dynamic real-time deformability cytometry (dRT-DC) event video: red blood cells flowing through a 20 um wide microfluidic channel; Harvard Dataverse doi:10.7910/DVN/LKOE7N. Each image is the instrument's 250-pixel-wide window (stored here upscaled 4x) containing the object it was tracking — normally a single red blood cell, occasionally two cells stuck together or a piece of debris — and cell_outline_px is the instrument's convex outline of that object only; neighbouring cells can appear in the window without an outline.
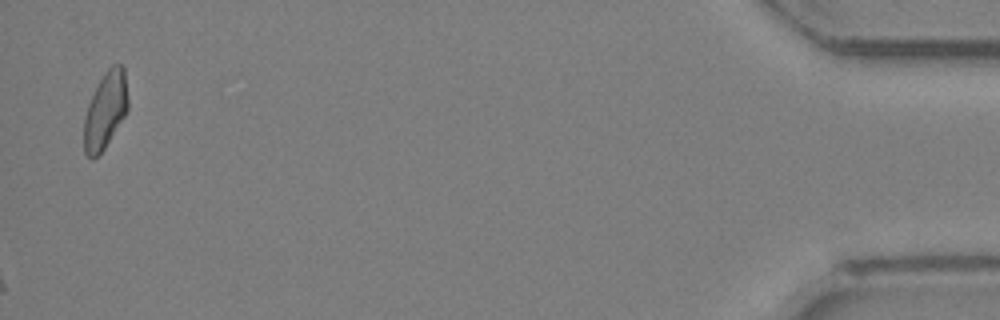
{"species": "Egyptian fruit bat (a non-hibernating species)", "species_latin": "Rousettus aegyptiacus", "temperature_condition": "room temperature", "stored_images_in_passage": 27, "camera_frame_rate_fps": 3000, "um_per_image_px": 0.085, "animal": {"sex": "female"}, "frame": {"image": 1, "passage_image": 27, "time_ms": 8.667, "image_size_px": [1000, 320], "cell_outline_px": [[128, 108], [124, 116], [104, 148], [92, 160], [84, 152], [84, 116], [88, 104], [104, 72], [112, 64], [120, 64], [124, 68], [128, 96]], "centroid_in_image_um": [8.95, 9.36], "position_along_channel_um": 426.2, "area_um2": 19.42}}